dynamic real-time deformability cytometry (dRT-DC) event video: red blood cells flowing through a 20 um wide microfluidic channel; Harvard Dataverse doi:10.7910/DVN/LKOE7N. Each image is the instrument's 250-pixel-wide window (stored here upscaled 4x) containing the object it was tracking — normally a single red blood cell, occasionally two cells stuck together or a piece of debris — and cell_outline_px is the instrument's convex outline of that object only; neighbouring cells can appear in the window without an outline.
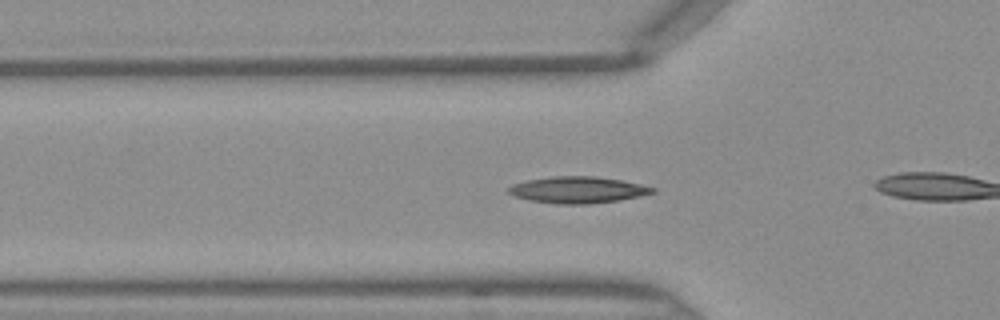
{"species": "Egyptian fruit bat (a non-hibernating species)", "species_latin": "Rousettus aegyptiacus", "temperature_condition": "warm", "stored_images_in_passage": 47, "camera_frame_rate_fps": 3000, "um_per_image_px": 0.085, "frame": {"image": 1, "passage_image": 15, "time_ms": 4.667, "image_size_px": [1000, 320], "cell_outline_px": [[656, 192], [640, 196], [620, 200], [588, 204], [556, 204], [528, 200], [516, 196], [508, 192], [508, 188], [512, 184], [524, 180], [552, 176], [596, 176], [624, 180], [656, 188]], "centroid_in_image_um": [49.12, 16.13], "position_along_channel_um": 76.7, "area_um2": 22.48}}
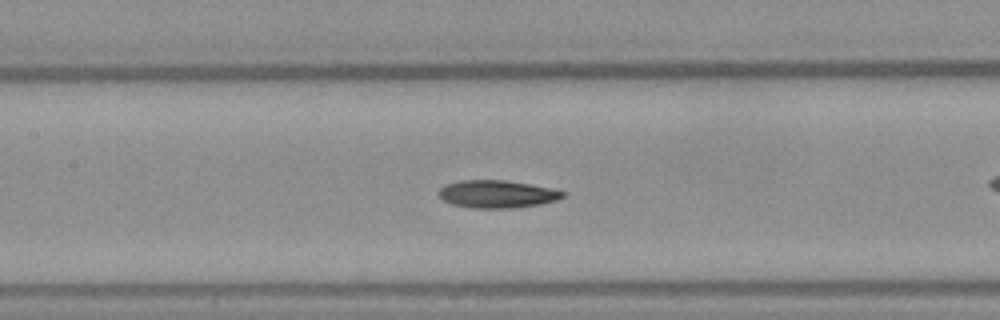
{"frame": {"image": 2, "passage_image": 21, "time_ms": 6.667, "image_size_px": [1000, 320], "cell_outline_px": [[568, 196], [556, 200], [540, 204], [512, 208], [472, 208], [452, 204], [444, 200], [436, 192], [444, 184], [460, 180], [504, 180], [528, 184], [568, 192]], "centroid_in_image_um": [42.24, 16.49], "position_along_channel_um": 165.2, "area_um2": 20.06}}
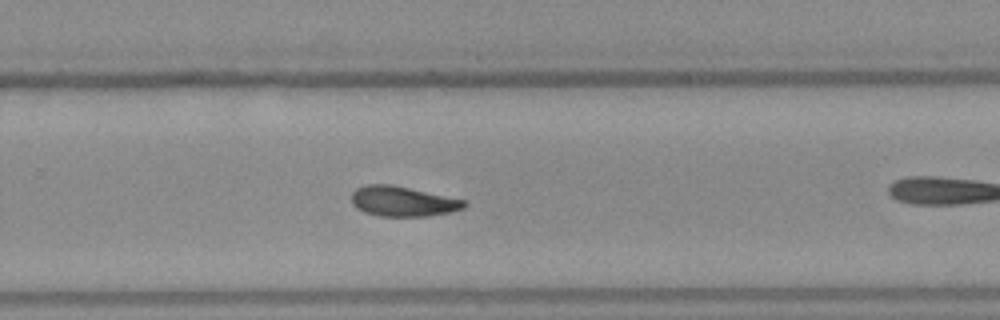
{"frame": {"image": 3, "passage_image": 30, "time_ms": 9.667, "image_size_px": [1000, 320], "cell_outline_px": [[468, 204], [464, 208], [452, 212], [428, 216], [376, 216], [364, 212], [356, 208], [352, 204], [352, 192], [356, 188], [368, 184], [392, 184], [468, 200]], "centroid_in_image_um": [34.27, 17.11], "position_along_channel_um": 295.5, "area_um2": 20.11}}